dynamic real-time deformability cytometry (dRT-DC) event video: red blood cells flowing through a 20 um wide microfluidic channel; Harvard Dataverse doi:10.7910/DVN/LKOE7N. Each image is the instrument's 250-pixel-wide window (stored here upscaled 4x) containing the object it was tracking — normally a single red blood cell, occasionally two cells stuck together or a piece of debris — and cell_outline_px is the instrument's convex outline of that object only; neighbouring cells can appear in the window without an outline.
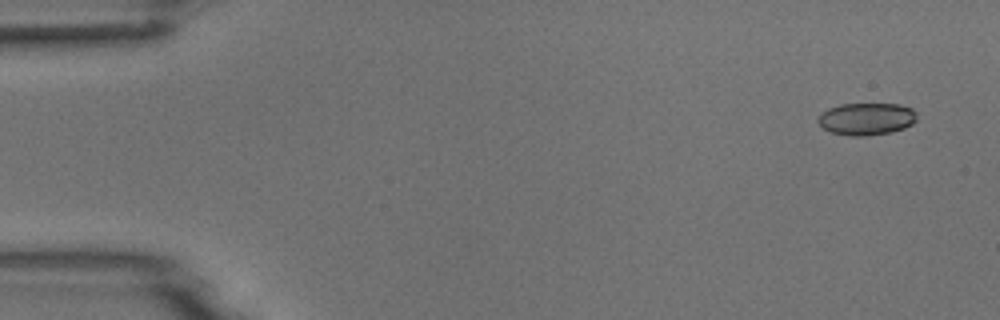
{"species": "common noctule bat (a hibernating species)", "species_latin": "Nyctalus noctula", "temperature_condition": "room temperature", "stored_images_in_passage": 6, "camera_frame_rate_fps": 3000, "um_per_image_px": 0.085, "animal": {"sex": "male", "body_mass_g": 18.8}, "frame": {"image": 1, "passage_image": 1, "time_ms": 0.0, "image_size_px": [1000, 320], "cell_outline_px": [[916, 120], [912, 124], [904, 128], [892, 132], [864, 136], [848, 136], [832, 132], [824, 128], [816, 120], [828, 108], [840, 104], [900, 104], [912, 108], [916, 112]], "centroid_in_image_um": [73.67, 10.1], "position_along_channel_um": 11.3, "area_um2": 18.55}}
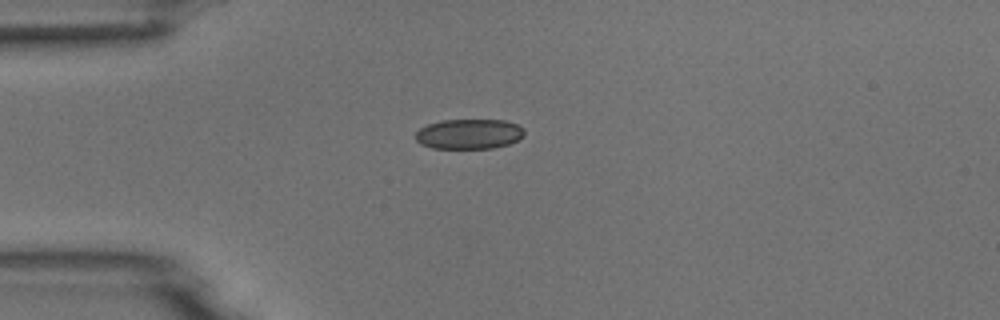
{"frame": {"image": 2, "passage_image": 4, "time_ms": 1.0, "image_size_px": [1000, 320], "cell_outline_px": [[524, 136], [508, 144], [492, 148], [432, 148], [420, 144], [416, 140], [416, 132], [420, 128], [428, 124], [440, 120], [504, 120], [516, 124], [524, 128]], "centroid_in_image_um": [39.85, 11.38], "position_along_channel_um": 45.1, "area_um2": 19.02}}